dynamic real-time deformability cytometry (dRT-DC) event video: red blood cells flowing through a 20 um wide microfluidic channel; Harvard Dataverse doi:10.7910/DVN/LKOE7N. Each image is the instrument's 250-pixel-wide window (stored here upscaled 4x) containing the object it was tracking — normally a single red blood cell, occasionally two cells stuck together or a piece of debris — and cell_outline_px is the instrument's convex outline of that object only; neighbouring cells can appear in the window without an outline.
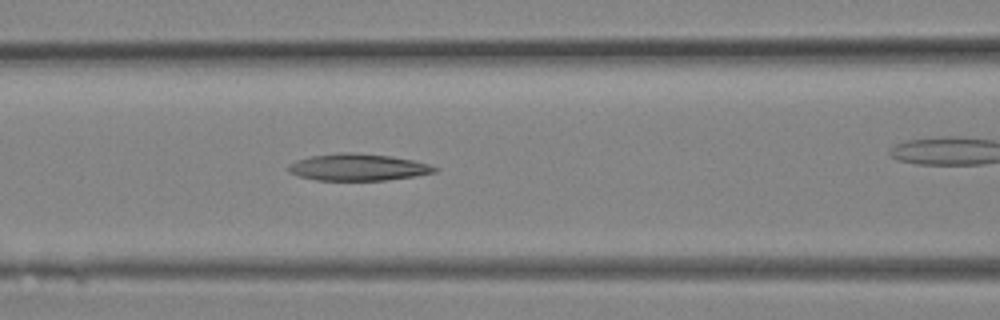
{"species": "Egyptian fruit bat (a non-hibernating species)", "species_latin": "Rousettus aegyptiacus", "temperature_condition": "room temperature", "stored_images_in_passage": 11, "camera_frame_rate_fps": 3000, "um_per_image_px": 0.085, "animal": {"sex": "female"}, "frame": {"image": 1, "passage_image": 10, "time_ms": 3.0, "image_size_px": [1000, 320], "cell_outline_px": [[440, 168], [436, 172], [416, 176], [384, 180], [316, 180], [300, 176], [288, 172], [288, 164], [296, 160], [308, 156], [340, 152], [352, 152], [388, 156], [412, 160], [428, 164]], "centroid_in_image_um": [30.4, 14.21], "position_along_channel_um": 136.2, "area_um2": 22.89}}